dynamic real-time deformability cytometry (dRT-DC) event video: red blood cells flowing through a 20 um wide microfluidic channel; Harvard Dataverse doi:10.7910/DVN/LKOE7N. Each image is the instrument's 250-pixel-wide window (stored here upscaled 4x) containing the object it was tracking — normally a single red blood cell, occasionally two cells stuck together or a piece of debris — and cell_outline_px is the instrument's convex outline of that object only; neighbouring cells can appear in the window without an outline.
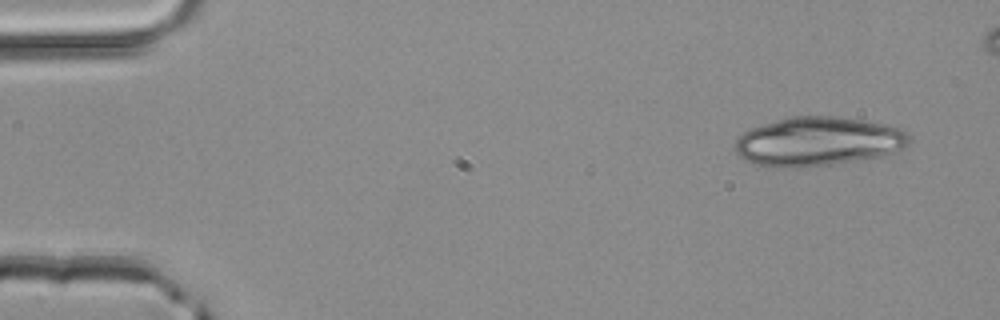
{"species": "common noctule bat (a hibernating species)", "species_latin": "Nyctalus noctula", "temperature_condition": "room temperature", "stored_images_in_passage": 3, "camera_frame_rate_fps": 3000, "um_per_image_px": 0.085, "animal": {"sex": "male", "body_mass_g": 20.4}, "frame": {"image": 1, "passage_image": 1, "time_ms": 0.0, "image_size_px": [1000, 320], "cell_outline_px": [[912, 140], [904, 148], [896, 152], [880, 156], [832, 164], [796, 168], [776, 168], [752, 164], [740, 156], [736, 152], [736, 140], [744, 132], [752, 128], [788, 116], [832, 116], [864, 120], [888, 124], [904, 128], [908, 132]], "centroid_in_image_um": [69.58, 12.02], "position_along_channel_um": 15.4, "area_um2": 50.17}}